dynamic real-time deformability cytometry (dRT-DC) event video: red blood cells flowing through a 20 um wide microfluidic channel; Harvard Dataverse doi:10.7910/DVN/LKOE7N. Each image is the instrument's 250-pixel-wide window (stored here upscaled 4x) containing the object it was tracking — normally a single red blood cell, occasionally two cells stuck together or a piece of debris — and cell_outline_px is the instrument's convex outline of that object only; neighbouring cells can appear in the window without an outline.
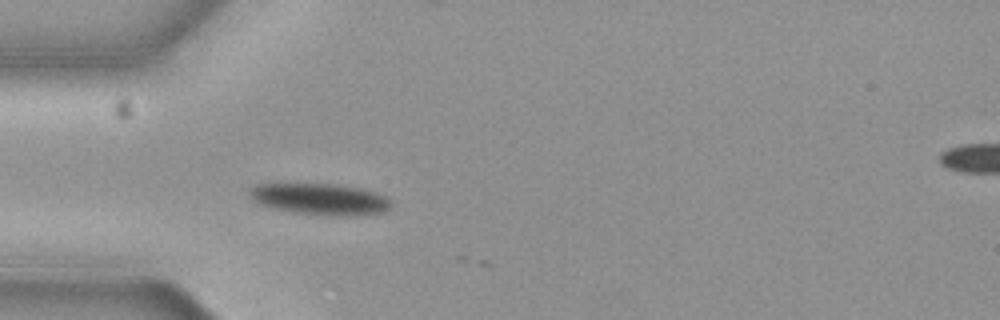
{"species": "common noctule bat (a hibernating species)", "species_latin": "Nyctalus noctula", "temperature_condition": "cold", "stored_images_in_passage": 2, "camera_frame_rate_fps": 3000, "um_per_image_px": 0.085, "animal": {"sex": "female", "body_mass_g": 19.3, "forearm_length_mm": 54.1}, "frame": {"image": 1, "passage_image": 1, "time_ms": 0.0, "image_size_px": [1000, 320], "cell_outline_px": [[392, 204], [388, 208], [380, 212], [360, 216], [328, 216], [292, 212], [256, 204], [248, 196], [248, 188], [256, 184], [336, 184], [360, 188], [376, 192], [388, 196], [392, 200]], "centroid_in_image_um": [27.19, 16.93], "position_along_channel_um": 57.8, "area_um2": 26.41}}